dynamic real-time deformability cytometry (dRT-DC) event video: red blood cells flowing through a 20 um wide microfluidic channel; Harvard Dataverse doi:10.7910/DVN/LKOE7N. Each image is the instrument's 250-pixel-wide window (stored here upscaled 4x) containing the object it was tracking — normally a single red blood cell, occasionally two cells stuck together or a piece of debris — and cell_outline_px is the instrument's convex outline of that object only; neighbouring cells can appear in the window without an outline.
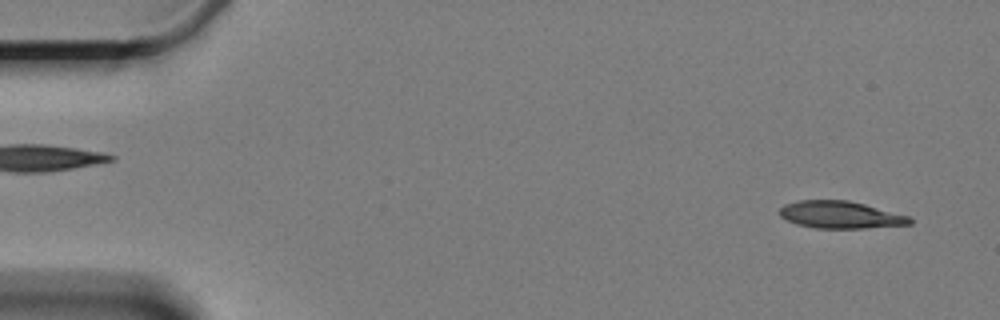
{"species": "Egyptian fruit bat (a non-hibernating species)", "species_latin": "Rousettus aegyptiacus", "temperature_condition": "cold", "stored_images_in_passage": 59, "camera_frame_rate_fps": 3000, "um_per_image_px": 0.085, "animal": {"sex": "female"}, "frame": {"image": 1, "passage_image": 3, "time_ms": 0.667, "image_size_px": [1000, 320], "cell_outline_px": [[912, 224], [864, 228], [816, 228], [796, 224], [780, 216], [780, 208], [784, 204], [796, 200], [848, 200], [864, 204], [908, 216], [912, 220]], "centroid_in_image_um": [71.4, 18.25], "position_along_channel_um": 13.6, "area_um2": 20.52}}
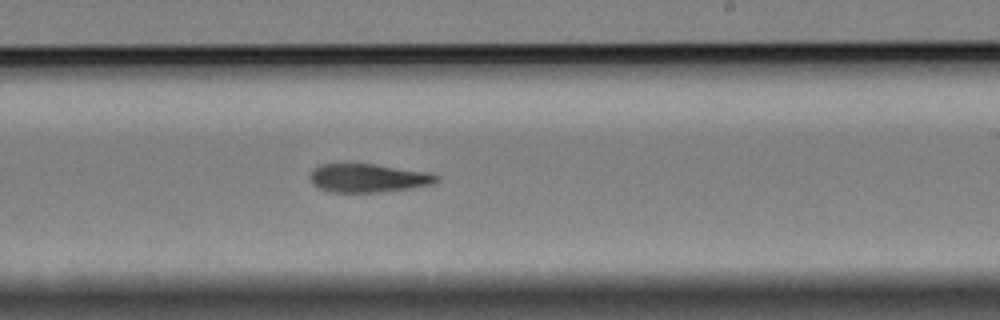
{"frame": {"image": 2, "passage_image": 35, "time_ms": 11.333, "image_size_px": [1000, 320], "cell_outline_px": [[440, 180], [436, 184], [412, 188], [380, 192], [328, 192], [312, 184], [312, 172], [320, 164], [372, 164], [428, 172], [440, 176]], "centroid_in_image_um": [31.37, 15.15], "position_along_channel_um": 257.6, "area_um2": 20.92}}
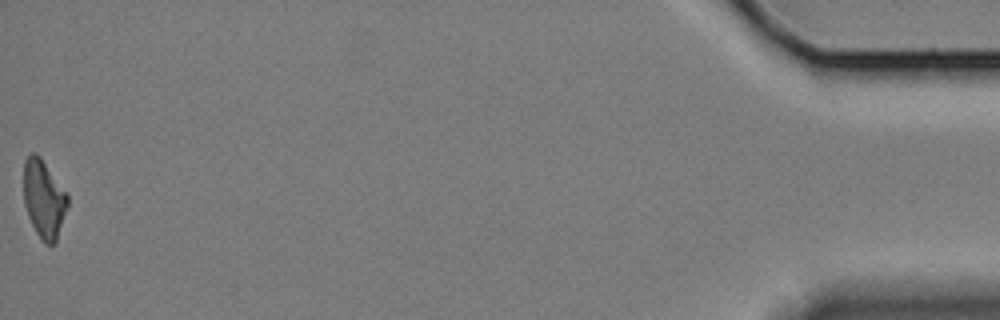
{"frame": {"image": 3, "passage_image": 59, "time_ms": 19.333, "image_size_px": [1000, 320], "cell_outline_px": [[68, 208], [56, 244], [44, 244], [36, 232], [28, 216], [24, 204], [24, 160], [32, 152], [36, 152], [40, 156], [68, 192]], "centroid_in_image_um": [3.76, 16.92], "position_along_channel_um": 431.4, "area_um2": 20.46}, "authors_computed_cell_mechanics": {"area_um2": 21.8484, "velocity_mm_per_s": 3.3396, "shape_relaxation_time_tau1_ms": 6.9784, "shape_relaxation_time_tau2_ms": 8.4925, "deformation_change_tau1": 0.1761, "deformation_change_tau2": 0.1783}}